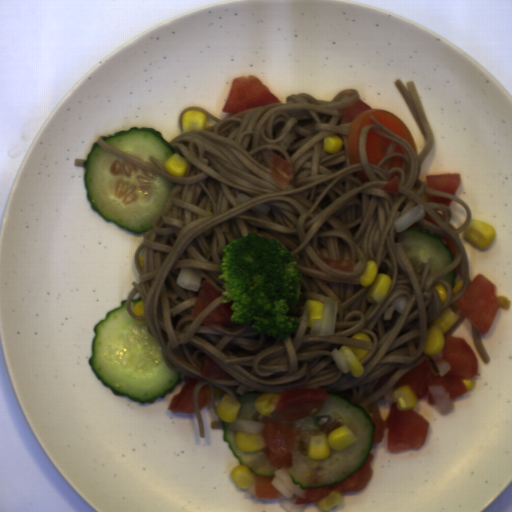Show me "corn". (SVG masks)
Returning <instances> with one entry per match:
<instances>
[{
    "label": "corn",
    "mask_w": 512,
    "mask_h": 512,
    "mask_svg": "<svg viewBox=\"0 0 512 512\" xmlns=\"http://www.w3.org/2000/svg\"><path fill=\"white\" fill-rule=\"evenodd\" d=\"M356 443V434L346 426L333 429L329 434L315 432L308 442L307 456L311 460H322L332 452H341Z\"/></svg>",
    "instance_id": "corn-1"
},
{
    "label": "corn",
    "mask_w": 512,
    "mask_h": 512,
    "mask_svg": "<svg viewBox=\"0 0 512 512\" xmlns=\"http://www.w3.org/2000/svg\"><path fill=\"white\" fill-rule=\"evenodd\" d=\"M163 167L169 175L181 177L184 176L187 171V162L185 158L173 152Z\"/></svg>",
    "instance_id": "corn-13"
},
{
    "label": "corn",
    "mask_w": 512,
    "mask_h": 512,
    "mask_svg": "<svg viewBox=\"0 0 512 512\" xmlns=\"http://www.w3.org/2000/svg\"><path fill=\"white\" fill-rule=\"evenodd\" d=\"M235 442L238 449L245 453L265 451L266 448V442L260 433L235 432Z\"/></svg>",
    "instance_id": "corn-7"
},
{
    "label": "corn",
    "mask_w": 512,
    "mask_h": 512,
    "mask_svg": "<svg viewBox=\"0 0 512 512\" xmlns=\"http://www.w3.org/2000/svg\"><path fill=\"white\" fill-rule=\"evenodd\" d=\"M240 407V402L235 401L232 396L225 394L216 406L217 415L223 422H234L239 418Z\"/></svg>",
    "instance_id": "corn-8"
},
{
    "label": "corn",
    "mask_w": 512,
    "mask_h": 512,
    "mask_svg": "<svg viewBox=\"0 0 512 512\" xmlns=\"http://www.w3.org/2000/svg\"><path fill=\"white\" fill-rule=\"evenodd\" d=\"M340 503H342V493L334 488L331 490L329 495L317 500V507L324 512L332 509L335 505Z\"/></svg>",
    "instance_id": "corn-14"
},
{
    "label": "corn",
    "mask_w": 512,
    "mask_h": 512,
    "mask_svg": "<svg viewBox=\"0 0 512 512\" xmlns=\"http://www.w3.org/2000/svg\"><path fill=\"white\" fill-rule=\"evenodd\" d=\"M206 122L205 114L199 111H188L182 117V132L188 130L204 129Z\"/></svg>",
    "instance_id": "corn-12"
},
{
    "label": "corn",
    "mask_w": 512,
    "mask_h": 512,
    "mask_svg": "<svg viewBox=\"0 0 512 512\" xmlns=\"http://www.w3.org/2000/svg\"><path fill=\"white\" fill-rule=\"evenodd\" d=\"M351 337H352V339L361 340V341H365V342H369V343L372 341L370 336H368L365 333H360V332L353 334Z\"/></svg>",
    "instance_id": "corn-19"
},
{
    "label": "corn",
    "mask_w": 512,
    "mask_h": 512,
    "mask_svg": "<svg viewBox=\"0 0 512 512\" xmlns=\"http://www.w3.org/2000/svg\"><path fill=\"white\" fill-rule=\"evenodd\" d=\"M436 294L438 295L442 305H445L446 302L448 301V297H449V293L446 289L445 286H443L441 283H436L434 286H433Z\"/></svg>",
    "instance_id": "corn-16"
},
{
    "label": "corn",
    "mask_w": 512,
    "mask_h": 512,
    "mask_svg": "<svg viewBox=\"0 0 512 512\" xmlns=\"http://www.w3.org/2000/svg\"><path fill=\"white\" fill-rule=\"evenodd\" d=\"M458 317L459 316L450 307H447L438 315L426 332L423 348L425 353L434 355L445 349V334L457 321Z\"/></svg>",
    "instance_id": "corn-3"
},
{
    "label": "corn",
    "mask_w": 512,
    "mask_h": 512,
    "mask_svg": "<svg viewBox=\"0 0 512 512\" xmlns=\"http://www.w3.org/2000/svg\"><path fill=\"white\" fill-rule=\"evenodd\" d=\"M282 394L277 393H260L255 400V407L262 417H268L275 411L277 401Z\"/></svg>",
    "instance_id": "corn-10"
},
{
    "label": "corn",
    "mask_w": 512,
    "mask_h": 512,
    "mask_svg": "<svg viewBox=\"0 0 512 512\" xmlns=\"http://www.w3.org/2000/svg\"><path fill=\"white\" fill-rule=\"evenodd\" d=\"M339 351L352 376L360 377L365 370L360 360L369 353L368 350L366 348L343 344Z\"/></svg>",
    "instance_id": "corn-5"
},
{
    "label": "corn",
    "mask_w": 512,
    "mask_h": 512,
    "mask_svg": "<svg viewBox=\"0 0 512 512\" xmlns=\"http://www.w3.org/2000/svg\"><path fill=\"white\" fill-rule=\"evenodd\" d=\"M461 377V376H460ZM467 391L469 390H473L474 386H475V380L473 378L471 379H465L463 377H461Z\"/></svg>",
    "instance_id": "corn-20"
},
{
    "label": "corn",
    "mask_w": 512,
    "mask_h": 512,
    "mask_svg": "<svg viewBox=\"0 0 512 512\" xmlns=\"http://www.w3.org/2000/svg\"><path fill=\"white\" fill-rule=\"evenodd\" d=\"M306 314V327L312 328L315 320H323L324 304L316 299H307L303 305Z\"/></svg>",
    "instance_id": "corn-11"
},
{
    "label": "corn",
    "mask_w": 512,
    "mask_h": 512,
    "mask_svg": "<svg viewBox=\"0 0 512 512\" xmlns=\"http://www.w3.org/2000/svg\"><path fill=\"white\" fill-rule=\"evenodd\" d=\"M235 486L247 489L257 482L258 474H254L248 465H237L230 473Z\"/></svg>",
    "instance_id": "corn-9"
},
{
    "label": "corn",
    "mask_w": 512,
    "mask_h": 512,
    "mask_svg": "<svg viewBox=\"0 0 512 512\" xmlns=\"http://www.w3.org/2000/svg\"><path fill=\"white\" fill-rule=\"evenodd\" d=\"M393 403L396 402L398 411L414 410L420 398L409 385H401L392 393Z\"/></svg>",
    "instance_id": "corn-6"
},
{
    "label": "corn",
    "mask_w": 512,
    "mask_h": 512,
    "mask_svg": "<svg viewBox=\"0 0 512 512\" xmlns=\"http://www.w3.org/2000/svg\"><path fill=\"white\" fill-rule=\"evenodd\" d=\"M359 281L366 289L365 297L368 303L375 305L381 304L385 299L392 284V277L386 273H379L376 261L369 260L364 266Z\"/></svg>",
    "instance_id": "corn-2"
},
{
    "label": "corn",
    "mask_w": 512,
    "mask_h": 512,
    "mask_svg": "<svg viewBox=\"0 0 512 512\" xmlns=\"http://www.w3.org/2000/svg\"><path fill=\"white\" fill-rule=\"evenodd\" d=\"M324 151L330 154H336L342 150L343 138L337 134L328 135L322 143Z\"/></svg>",
    "instance_id": "corn-15"
},
{
    "label": "corn",
    "mask_w": 512,
    "mask_h": 512,
    "mask_svg": "<svg viewBox=\"0 0 512 512\" xmlns=\"http://www.w3.org/2000/svg\"><path fill=\"white\" fill-rule=\"evenodd\" d=\"M494 235V226L475 219L470 221L464 232L466 240L483 250L493 242Z\"/></svg>",
    "instance_id": "corn-4"
},
{
    "label": "corn",
    "mask_w": 512,
    "mask_h": 512,
    "mask_svg": "<svg viewBox=\"0 0 512 512\" xmlns=\"http://www.w3.org/2000/svg\"><path fill=\"white\" fill-rule=\"evenodd\" d=\"M465 284L464 278L455 279L454 287H451L453 294L460 292Z\"/></svg>",
    "instance_id": "corn-18"
},
{
    "label": "corn",
    "mask_w": 512,
    "mask_h": 512,
    "mask_svg": "<svg viewBox=\"0 0 512 512\" xmlns=\"http://www.w3.org/2000/svg\"><path fill=\"white\" fill-rule=\"evenodd\" d=\"M131 313L134 316H137V317H140V318L145 316V310H144L143 301H137L136 304L131 309Z\"/></svg>",
    "instance_id": "corn-17"
}]
</instances>
